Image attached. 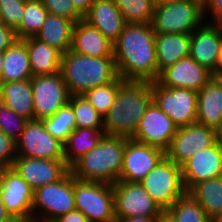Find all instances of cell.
I'll return each mask as SVG.
<instances>
[{"label":"cell","instance_id":"6da1fadb","mask_svg":"<svg viewBox=\"0 0 222 222\" xmlns=\"http://www.w3.org/2000/svg\"><path fill=\"white\" fill-rule=\"evenodd\" d=\"M155 35L152 24L125 25L113 43L117 72L124 81L158 80Z\"/></svg>","mask_w":222,"mask_h":222},{"label":"cell","instance_id":"7a4b0ae2","mask_svg":"<svg viewBox=\"0 0 222 222\" xmlns=\"http://www.w3.org/2000/svg\"><path fill=\"white\" fill-rule=\"evenodd\" d=\"M152 102V82L126 81L114 104L103 117L104 134L132 138L139 121Z\"/></svg>","mask_w":222,"mask_h":222},{"label":"cell","instance_id":"3957f363","mask_svg":"<svg viewBox=\"0 0 222 222\" xmlns=\"http://www.w3.org/2000/svg\"><path fill=\"white\" fill-rule=\"evenodd\" d=\"M60 73L70 96L83 95L119 77L114 57L86 56L71 49L62 54Z\"/></svg>","mask_w":222,"mask_h":222},{"label":"cell","instance_id":"277c9868","mask_svg":"<svg viewBox=\"0 0 222 222\" xmlns=\"http://www.w3.org/2000/svg\"><path fill=\"white\" fill-rule=\"evenodd\" d=\"M125 144L124 137L104 135L70 168L71 173L78 180L115 184L119 181Z\"/></svg>","mask_w":222,"mask_h":222},{"label":"cell","instance_id":"5b68a950","mask_svg":"<svg viewBox=\"0 0 222 222\" xmlns=\"http://www.w3.org/2000/svg\"><path fill=\"white\" fill-rule=\"evenodd\" d=\"M205 22L204 5L197 0H178L155 6V34H188Z\"/></svg>","mask_w":222,"mask_h":222},{"label":"cell","instance_id":"8992f818","mask_svg":"<svg viewBox=\"0 0 222 222\" xmlns=\"http://www.w3.org/2000/svg\"><path fill=\"white\" fill-rule=\"evenodd\" d=\"M139 183L164 212L186 193L181 166L166 156Z\"/></svg>","mask_w":222,"mask_h":222},{"label":"cell","instance_id":"52a82bcc","mask_svg":"<svg viewBox=\"0 0 222 222\" xmlns=\"http://www.w3.org/2000/svg\"><path fill=\"white\" fill-rule=\"evenodd\" d=\"M74 201L89 222H114L113 184L74 177Z\"/></svg>","mask_w":222,"mask_h":222},{"label":"cell","instance_id":"ba28073f","mask_svg":"<svg viewBox=\"0 0 222 222\" xmlns=\"http://www.w3.org/2000/svg\"><path fill=\"white\" fill-rule=\"evenodd\" d=\"M74 209V176L70 170L57 182L43 185L34 191V218L56 220Z\"/></svg>","mask_w":222,"mask_h":222},{"label":"cell","instance_id":"9c48e42d","mask_svg":"<svg viewBox=\"0 0 222 222\" xmlns=\"http://www.w3.org/2000/svg\"><path fill=\"white\" fill-rule=\"evenodd\" d=\"M152 101L180 128L196 122L197 91L152 82Z\"/></svg>","mask_w":222,"mask_h":222},{"label":"cell","instance_id":"30bf717a","mask_svg":"<svg viewBox=\"0 0 222 222\" xmlns=\"http://www.w3.org/2000/svg\"><path fill=\"white\" fill-rule=\"evenodd\" d=\"M113 191L115 218L162 217L165 213L140 183L117 181Z\"/></svg>","mask_w":222,"mask_h":222},{"label":"cell","instance_id":"8fae6325","mask_svg":"<svg viewBox=\"0 0 222 222\" xmlns=\"http://www.w3.org/2000/svg\"><path fill=\"white\" fill-rule=\"evenodd\" d=\"M16 155L28 158L65 160L63 143L53 137L42 120H29L16 141Z\"/></svg>","mask_w":222,"mask_h":222},{"label":"cell","instance_id":"7c38bea8","mask_svg":"<svg viewBox=\"0 0 222 222\" xmlns=\"http://www.w3.org/2000/svg\"><path fill=\"white\" fill-rule=\"evenodd\" d=\"M34 120L53 116L69 101V92L60 72L31 78Z\"/></svg>","mask_w":222,"mask_h":222},{"label":"cell","instance_id":"4fadbf2b","mask_svg":"<svg viewBox=\"0 0 222 222\" xmlns=\"http://www.w3.org/2000/svg\"><path fill=\"white\" fill-rule=\"evenodd\" d=\"M0 199L13 218L27 222L32 218L34 190L13 167L1 171Z\"/></svg>","mask_w":222,"mask_h":222},{"label":"cell","instance_id":"5bb4252c","mask_svg":"<svg viewBox=\"0 0 222 222\" xmlns=\"http://www.w3.org/2000/svg\"><path fill=\"white\" fill-rule=\"evenodd\" d=\"M164 156L163 149L126 138L119 181L141 182Z\"/></svg>","mask_w":222,"mask_h":222},{"label":"cell","instance_id":"9a60e30c","mask_svg":"<svg viewBox=\"0 0 222 222\" xmlns=\"http://www.w3.org/2000/svg\"><path fill=\"white\" fill-rule=\"evenodd\" d=\"M216 141V131L197 122L180 127L172 138L165 156L177 165H182L197 151L211 146Z\"/></svg>","mask_w":222,"mask_h":222},{"label":"cell","instance_id":"2e32d148","mask_svg":"<svg viewBox=\"0 0 222 222\" xmlns=\"http://www.w3.org/2000/svg\"><path fill=\"white\" fill-rule=\"evenodd\" d=\"M177 129L171 118L152 101L140 119L132 139L165 151Z\"/></svg>","mask_w":222,"mask_h":222},{"label":"cell","instance_id":"e0dca14e","mask_svg":"<svg viewBox=\"0 0 222 222\" xmlns=\"http://www.w3.org/2000/svg\"><path fill=\"white\" fill-rule=\"evenodd\" d=\"M181 172L186 192L201 181L222 177V150L217 140L186 160Z\"/></svg>","mask_w":222,"mask_h":222},{"label":"cell","instance_id":"ac0fdd59","mask_svg":"<svg viewBox=\"0 0 222 222\" xmlns=\"http://www.w3.org/2000/svg\"><path fill=\"white\" fill-rule=\"evenodd\" d=\"M12 167L35 191L60 180L70 169L65 160H51L16 156Z\"/></svg>","mask_w":222,"mask_h":222},{"label":"cell","instance_id":"d6986e66","mask_svg":"<svg viewBox=\"0 0 222 222\" xmlns=\"http://www.w3.org/2000/svg\"><path fill=\"white\" fill-rule=\"evenodd\" d=\"M207 22L190 34L189 57L213 74L222 41V26Z\"/></svg>","mask_w":222,"mask_h":222},{"label":"cell","instance_id":"ffe728a7","mask_svg":"<svg viewBox=\"0 0 222 222\" xmlns=\"http://www.w3.org/2000/svg\"><path fill=\"white\" fill-rule=\"evenodd\" d=\"M212 77L210 71L187 57L163 70L157 82L163 87H182L198 92Z\"/></svg>","mask_w":222,"mask_h":222},{"label":"cell","instance_id":"44dd1931","mask_svg":"<svg viewBox=\"0 0 222 222\" xmlns=\"http://www.w3.org/2000/svg\"><path fill=\"white\" fill-rule=\"evenodd\" d=\"M71 50L86 56L113 57V43L84 19L73 26Z\"/></svg>","mask_w":222,"mask_h":222},{"label":"cell","instance_id":"7402d4cb","mask_svg":"<svg viewBox=\"0 0 222 222\" xmlns=\"http://www.w3.org/2000/svg\"><path fill=\"white\" fill-rule=\"evenodd\" d=\"M84 20L112 43L118 39L127 24L113 0H95Z\"/></svg>","mask_w":222,"mask_h":222},{"label":"cell","instance_id":"603a6c76","mask_svg":"<svg viewBox=\"0 0 222 222\" xmlns=\"http://www.w3.org/2000/svg\"><path fill=\"white\" fill-rule=\"evenodd\" d=\"M196 122L215 131L222 125V87L213 77L197 92Z\"/></svg>","mask_w":222,"mask_h":222},{"label":"cell","instance_id":"cb8c5ba5","mask_svg":"<svg viewBox=\"0 0 222 222\" xmlns=\"http://www.w3.org/2000/svg\"><path fill=\"white\" fill-rule=\"evenodd\" d=\"M190 35L188 34H156L155 54L157 61V77L181 59L189 57Z\"/></svg>","mask_w":222,"mask_h":222},{"label":"cell","instance_id":"d4e9b609","mask_svg":"<svg viewBox=\"0 0 222 222\" xmlns=\"http://www.w3.org/2000/svg\"><path fill=\"white\" fill-rule=\"evenodd\" d=\"M0 102L11 108L18 115L28 120H34L31 79L2 82L0 85Z\"/></svg>","mask_w":222,"mask_h":222},{"label":"cell","instance_id":"484cf974","mask_svg":"<svg viewBox=\"0 0 222 222\" xmlns=\"http://www.w3.org/2000/svg\"><path fill=\"white\" fill-rule=\"evenodd\" d=\"M24 41L33 77L60 72L62 53L59 50L35 37L26 38Z\"/></svg>","mask_w":222,"mask_h":222},{"label":"cell","instance_id":"4316f807","mask_svg":"<svg viewBox=\"0 0 222 222\" xmlns=\"http://www.w3.org/2000/svg\"><path fill=\"white\" fill-rule=\"evenodd\" d=\"M74 23L66 18L48 13L42 28L35 36L41 42L55 47L62 54L71 49Z\"/></svg>","mask_w":222,"mask_h":222},{"label":"cell","instance_id":"83f0119b","mask_svg":"<svg viewBox=\"0 0 222 222\" xmlns=\"http://www.w3.org/2000/svg\"><path fill=\"white\" fill-rule=\"evenodd\" d=\"M104 129L75 128L63 143L65 164L70 169L81 157L97 146Z\"/></svg>","mask_w":222,"mask_h":222},{"label":"cell","instance_id":"f1b7e54d","mask_svg":"<svg viewBox=\"0 0 222 222\" xmlns=\"http://www.w3.org/2000/svg\"><path fill=\"white\" fill-rule=\"evenodd\" d=\"M32 77L26 43L17 39L4 51L2 82L24 81Z\"/></svg>","mask_w":222,"mask_h":222},{"label":"cell","instance_id":"f546056e","mask_svg":"<svg viewBox=\"0 0 222 222\" xmlns=\"http://www.w3.org/2000/svg\"><path fill=\"white\" fill-rule=\"evenodd\" d=\"M213 221L222 214V177L195 184L188 192Z\"/></svg>","mask_w":222,"mask_h":222},{"label":"cell","instance_id":"4dcf8cb0","mask_svg":"<svg viewBox=\"0 0 222 222\" xmlns=\"http://www.w3.org/2000/svg\"><path fill=\"white\" fill-rule=\"evenodd\" d=\"M171 222H213L187 192L164 213Z\"/></svg>","mask_w":222,"mask_h":222},{"label":"cell","instance_id":"1f68e13d","mask_svg":"<svg viewBox=\"0 0 222 222\" xmlns=\"http://www.w3.org/2000/svg\"><path fill=\"white\" fill-rule=\"evenodd\" d=\"M48 15V11L40 0H26L24 14L20 26L15 30L19 40L35 37Z\"/></svg>","mask_w":222,"mask_h":222},{"label":"cell","instance_id":"d6a6232c","mask_svg":"<svg viewBox=\"0 0 222 222\" xmlns=\"http://www.w3.org/2000/svg\"><path fill=\"white\" fill-rule=\"evenodd\" d=\"M42 121L46 130L62 143L76 128L74 111L69 103L59 108L53 116L44 118Z\"/></svg>","mask_w":222,"mask_h":222},{"label":"cell","instance_id":"836d02e7","mask_svg":"<svg viewBox=\"0 0 222 222\" xmlns=\"http://www.w3.org/2000/svg\"><path fill=\"white\" fill-rule=\"evenodd\" d=\"M121 11L126 23L152 24L154 15L153 0H113Z\"/></svg>","mask_w":222,"mask_h":222},{"label":"cell","instance_id":"e575fe53","mask_svg":"<svg viewBox=\"0 0 222 222\" xmlns=\"http://www.w3.org/2000/svg\"><path fill=\"white\" fill-rule=\"evenodd\" d=\"M125 82L119 76L113 82L87 90L83 96L104 117L114 104L119 88Z\"/></svg>","mask_w":222,"mask_h":222},{"label":"cell","instance_id":"d590c367","mask_svg":"<svg viewBox=\"0 0 222 222\" xmlns=\"http://www.w3.org/2000/svg\"><path fill=\"white\" fill-rule=\"evenodd\" d=\"M68 103L74 111L76 128L103 129V116L83 95H71Z\"/></svg>","mask_w":222,"mask_h":222},{"label":"cell","instance_id":"8d00e7d4","mask_svg":"<svg viewBox=\"0 0 222 222\" xmlns=\"http://www.w3.org/2000/svg\"><path fill=\"white\" fill-rule=\"evenodd\" d=\"M29 120L0 102V131L17 141Z\"/></svg>","mask_w":222,"mask_h":222},{"label":"cell","instance_id":"74e56055","mask_svg":"<svg viewBox=\"0 0 222 222\" xmlns=\"http://www.w3.org/2000/svg\"><path fill=\"white\" fill-rule=\"evenodd\" d=\"M26 0H0V22L16 30L23 18Z\"/></svg>","mask_w":222,"mask_h":222},{"label":"cell","instance_id":"f35d334b","mask_svg":"<svg viewBox=\"0 0 222 222\" xmlns=\"http://www.w3.org/2000/svg\"><path fill=\"white\" fill-rule=\"evenodd\" d=\"M48 13L66 18L74 24L84 19L74 8L71 0H40Z\"/></svg>","mask_w":222,"mask_h":222},{"label":"cell","instance_id":"ab89813d","mask_svg":"<svg viewBox=\"0 0 222 222\" xmlns=\"http://www.w3.org/2000/svg\"><path fill=\"white\" fill-rule=\"evenodd\" d=\"M16 156V141L0 131V168L12 167Z\"/></svg>","mask_w":222,"mask_h":222},{"label":"cell","instance_id":"60d3db41","mask_svg":"<svg viewBox=\"0 0 222 222\" xmlns=\"http://www.w3.org/2000/svg\"><path fill=\"white\" fill-rule=\"evenodd\" d=\"M213 17V20L209 23L216 24L222 26V0H207L204 4V18L206 20V15Z\"/></svg>","mask_w":222,"mask_h":222},{"label":"cell","instance_id":"b9f144b4","mask_svg":"<svg viewBox=\"0 0 222 222\" xmlns=\"http://www.w3.org/2000/svg\"><path fill=\"white\" fill-rule=\"evenodd\" d=\"M17 39L16 31L0 22V52L8 49Z\"/></svg>","mask_w":222,"mask_h":222},{"label":"cell","instance_id":"7bdbcfd3","mask_svg":"<svg viewBox=\"0 0 222 222\" xmlns=\"http://www.w3.org/2000/svg\"><path fill=\"white\" fill-rule=\"evenodd\" d=\"M55 222H89L86 216L79 210L74 209L67 214L58 217Z\"/></svg>","mask_w":222,"mask_h":222},{"label":"cell","instance_id":"ee69618b","mask_svg":"<svg viewBox=\"0 0 222 222\" xmlns=\"http://www.w3.org/2000/svg\"><path fill=\"white\" fill-rule=\"evenodd\" d=\"M95 0H71L75 10L84 18Z\"/></svg>","mask_w":222,"mask_h":222},{"label":"cell","instance_id":"f6af8a7d","mask_svg":"<svg viewBox=\"0 0 222 222\" xmlns=\"http://www.w3.org/2000/svg\"><path fill=\"white\" fill-rule=\"evenodd\" d=\"M160 217H126L115 218L114 222H157Z\"/></svg>","mask_w":222,"mask_h":222},{"label":"cell","instance_id":"bcb514c9","mask_svg":"<svg viewBox=\"0 0 222 222\" xmlns=\"http://www.w3.org/2000/svg\"><path fill=\"white\" fill-rule=\"evenodd\" d=\"M13 219L14 218L6 210L3 202L0 199V222H9V221H11Z\"/></svg>","mask_w":222,"mask_h":222},{"label":"cell","instance_id":"7dc6e473","mask_svg":"<svg viewBox=\"0 0 222 222\" xmlns=\"http://www.w3.org/2000/svg\"><path fill=\"white\" fill-rule=\"evenodd\" d=\"M222 71V41L220 44V49H219V56H218V61L215 66V72Z\"/></svg>","mask_w":222,"mask_h":222},{"label":"cell","instance_id":"c3c4849f","mask_svg":"<svg viewBox=\"0 0 222 222\" xmlns=\"http://www.w3.org/2000/svg\"><path fill=\"white\" fill-rule=\"evenodd\" d=\"M216 140L219 143V146L222 150V125L221 127L216 131Z\"/></svg>","mask_w":222,"mask_h":222},{"label":"cell","instance_id":"681fc988","mask_svg":"<svg viewBox=\"0 0 222 222\" xmlns=\"http://www.w3.org/2000/svg\"><path fill=\"white\" fill-rule=\"evenodd\" d=\"M212 76L218 82V84L222 87V71L214 72Z\"/></svg>","mask_w":222,"mask_h":222},{"label":"cell","instance_id":"f907efd6","mask_svg":"<svg viewBox=\"0 0 222 222\" xmlns=\"http://www.w3.org/2000/svg\"><path fill=\"white\" fill-rule=\"evenodd\" d=\"M3 59H4V52H0V85L2 83Z\"/></svg>","mask_w":222,"mask_h":222},{"label":"cell","instance_id":"816d5d0a","mask_svg":"<svg viewBox=\"0 0 222 222\" xmlns=\"http://www.w3.org/2000/svg\"><path fill=\"white\" fill-rule=\"evenodd\" d=\"M174 1H178V0H153L154 6H158L161 4H165L168 2H174Z\"/></svg>","mask_w":222,"mask_h":222},{"label":"cell","instance_id":"f5cc1de1","mask_svg":"<svg viewBox=\"0 0 222 222\" xmlns=\"http://www.w3.org/2000/svg\"><path fill=\"white\" fill-rule=\"evenodd\" d=\"M28 222H55V220H45V219L32 217Z\"/></svg>","mask_w":222,"mask_h":222},{"label":"cell","instance_id":"db71d44e","mask_svg":"<svg viewBox=\"0 0 222 222\" xmlns=\"http://www.w3.org/2000/svg\"><path fill=\"white\" fill-rule=\"evenodd\" d=\"M157 222H171L170 219L164 214L162 217H160Z\"/></svg>","mask_w":222,"mask_h":222},{"label":"cell","instance_id":"11a10c76","mask_svg":"<svg viewBox=\"0 0 222 222\" xmlns=\"http://www.w3.org/2000/svg\"><path fill=\"white\" fill-rule=\"evenodd\" d=\"M213 222H222V214L213 220Z\"/></svg>","mask_w":222,"mask_h":222},{"label":"cell","instance_id":"9f6ffc18","mask_svg":"<svg viewBox=\"0 0 222 222\" xmlns=\"http://www.w3.org/2000/svg\"><path fill=\"white\" fill-rule=\"evenodd\" d=\"M9 222H27V221L22 220V219L14 218L13 220H11V221H9Z\"/></svg>","mask_w":222,"mask_h":222},{"label":"cell","instance_id":"6f0895ef","mask_svg":"<svg viewBox=\"0 0 222 222\" xmlns=\"http://www.w3.org/2000/svg\"><path fill=\"white\" fill-rule=\"evenodd\" d=\"M197 1H199L200 3H202L204 5L207 0H197Z\"/></svg>","mask_w":222,"mask_h":222}]
</instances>
